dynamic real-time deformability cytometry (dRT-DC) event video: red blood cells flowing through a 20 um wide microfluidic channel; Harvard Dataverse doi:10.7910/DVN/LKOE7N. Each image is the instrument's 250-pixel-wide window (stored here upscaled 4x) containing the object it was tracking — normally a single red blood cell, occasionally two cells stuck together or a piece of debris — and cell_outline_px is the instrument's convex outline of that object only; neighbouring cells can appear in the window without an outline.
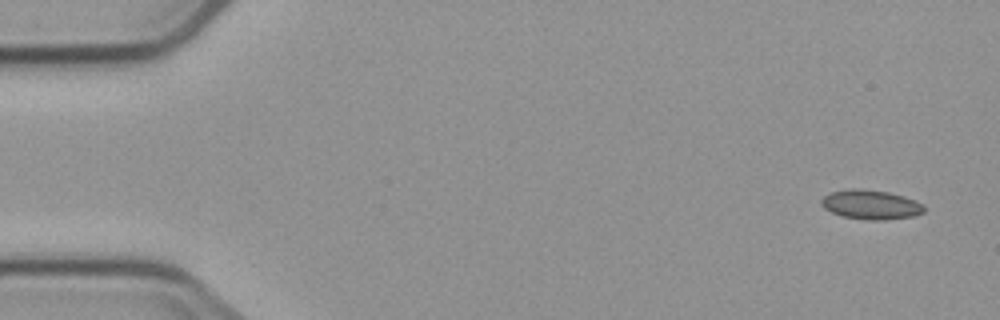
{"species": "common noctule bat (a hibernating species)", "species_latin": "Nyctalus noctula", "temperature_condition": "cold", "stored_images_in_passage": 5, "camera_frame_rate_fps": 3000, "um_per_image_px": 0.085, "animal": {"sex": "male", "body_mass_g": 23.1, "forearm_length_mm": 52.7}, "frame": {"image": 1, "passage_image": 1, "time_ms": 0.0, "image_size_px": [1000, 320], "cell_outline_px": [[924, 212], [912, 216], [888, 220], [868, 220], [844, 216], [832, 212], [824, 208], [820, 204], [820, 200], [824, 196], [832, 192], [852, 188], [856, 188], [888, 192], [904, 196], [916, 200], [924, 204]], "centroid_in_image_um": [74.04, 17.39], "position_along_channel_um": 11.0, "area_um2": 17.57}}
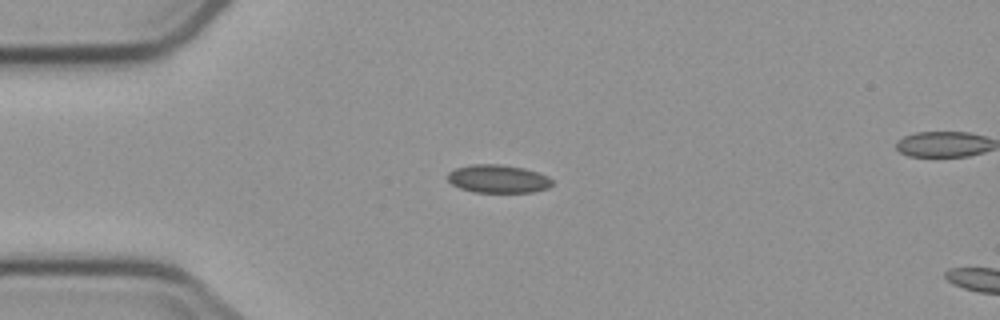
{"frame": {"image": 2, "passage_image": 4, "time_ms": 3.667, "image_size_px": [1000, 320], "cell_outline_px": [[552, 184], [548, 188], [536, 192], [472, 192], [460, 188], [452, 184], [448, 180], [448, 172], [456, 168], [472, 164], [500, 164], [524, 168], [548, 176], [552, 180]], "centroid_in_image_um": [42.34, 15.2], "position_along_channel_um": 42.7, "area_um2": 17.17}}